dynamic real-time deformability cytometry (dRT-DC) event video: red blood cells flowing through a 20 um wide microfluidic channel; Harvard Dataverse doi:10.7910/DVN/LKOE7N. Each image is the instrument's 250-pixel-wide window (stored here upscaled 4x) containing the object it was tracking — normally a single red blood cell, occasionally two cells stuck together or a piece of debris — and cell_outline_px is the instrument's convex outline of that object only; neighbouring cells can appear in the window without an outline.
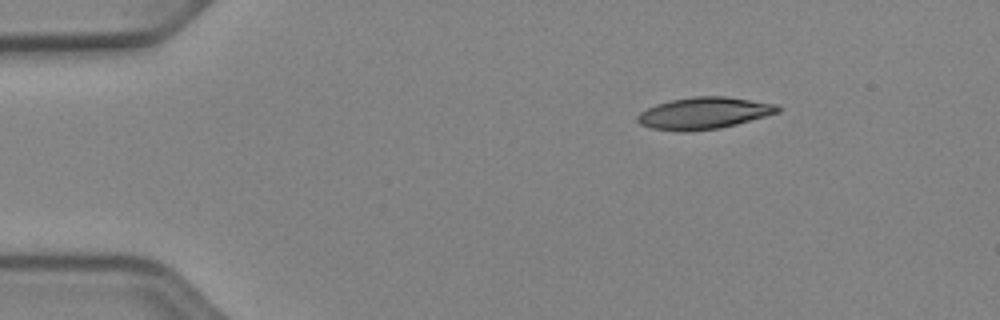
{"species": "Egyptian fruit bat (a non-hibernating species)", "species_latin": "Rousettus aegyptiacus", "temperature_condition": "cold", "stored_images_in_passage": 45, "camera_frame_rate_fps": 3000, "um_per_image_px": 0.085, "animal": {"sex": "female"}, "frame": {"image": 1, "passage_image": 1, "time_ms": 0.0, "image_size_px": [1000, 320], "cell_outline_px": [[784, 108], [780, 112], [736, 124], [720, 128], [688, 132], [684, 132], [652, 128], [640, 124], [636, 120], [636, 116], [640, 112], [656, 104], [668, 100], [692, 96], [728, 96], [776, 104]], "centroid_in_image_um": [59.84, 9.61], "position_along_channel_um": 25.2, "area_um2": 26.24}}
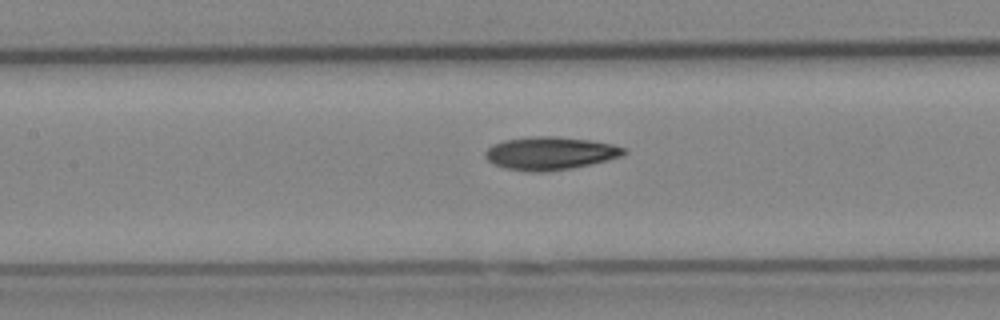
{"frame": {"image": 2, "passage_image": 17, "time_ms": 5.333, "image_size_px": [1000, 320], "cell_outline_px": [[628, 152], [624, 156], [572, 168], [548, 172], [524, 172], [504, 168], [492, 164], [484, 156], [484, 152], [492, 144], [504, 140], [532, 136], [552, 136], [588, 140], [612, 144], [628, 148]], "centroid_in_image_um": [46.75, 13.04], "position_along_channel_um": 160.7, "area_um2": 26.99}}
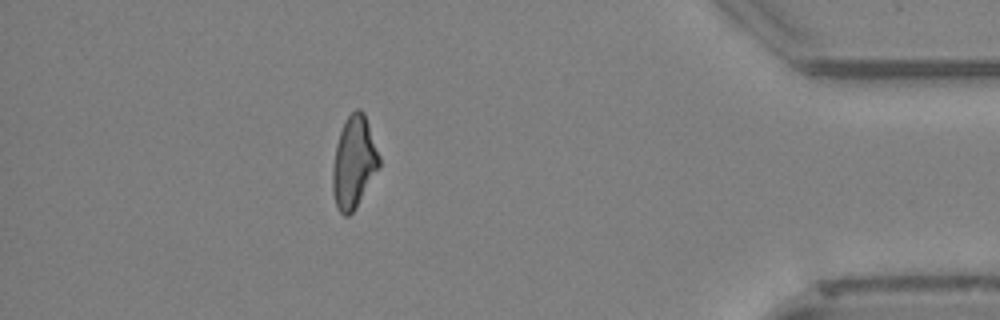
{"frame": {"image": 3, "passage_image": 39, "time_ms": 12.667, "image_size_px": [1000, 320], "cell_outline_px": [[380, 164], [356, 208], [348, 216], [344, 216], [336, 208], [332, 192], [332, 172], [336, 144], [344, 120], [356, 108], [360, 108], [364, 112], [380, 156]], "centroid_in_image_um": [30.06, 13.79], "position_along_channel_um": 405.1, "area_um2": 24.91}, "authors_computed_cell_mechanics": {"area_um2": 25.432, "velocity_mm_per_s": 3.9429, "shape_relaxation_time_tau1_ms": 4.973, "shape_relaxation_time_tau2_ms": 3.8965, "deformation_change_tau1": 0.1562, "deformation_change_tau2": 0.1169}}